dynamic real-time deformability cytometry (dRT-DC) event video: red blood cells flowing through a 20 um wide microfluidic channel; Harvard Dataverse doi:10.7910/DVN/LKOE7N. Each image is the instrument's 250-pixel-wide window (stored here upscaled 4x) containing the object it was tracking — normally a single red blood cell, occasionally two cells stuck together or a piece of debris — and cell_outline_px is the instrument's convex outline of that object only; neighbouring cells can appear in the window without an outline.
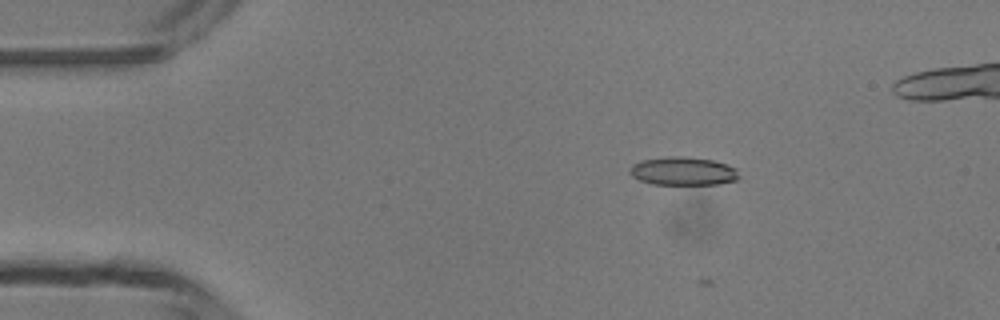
{"species": "common noctule bat (a hibernating species)", "species_latin": "Nyctalus noctula", "temperature_condition": "room temperature", "stored_images_in_passage": 9, "camera_frame_rate_fps": 3000, "um_per_image_px": 0.085, "animal": {"sex": "male", "body_mass_g": 13.3}, "frame": {"image": 1, "passage_image": 5, "time_ms": 1.333, "image_size_px": [1000, 320], "cell_outline_px": [[740, 176], [736, 180], [720, 184], [652, 184], [640, 180], [632, 176], [628, 172], [628, 168], [632, 164], [640, 160], [668, 156], [684, 156], [712, 160], [728, 164], [736, 168]], "centroid_in_image_um": [58.04, 14.54], "position_along_channel_um": 27.0, "area_um2": 18.26}}